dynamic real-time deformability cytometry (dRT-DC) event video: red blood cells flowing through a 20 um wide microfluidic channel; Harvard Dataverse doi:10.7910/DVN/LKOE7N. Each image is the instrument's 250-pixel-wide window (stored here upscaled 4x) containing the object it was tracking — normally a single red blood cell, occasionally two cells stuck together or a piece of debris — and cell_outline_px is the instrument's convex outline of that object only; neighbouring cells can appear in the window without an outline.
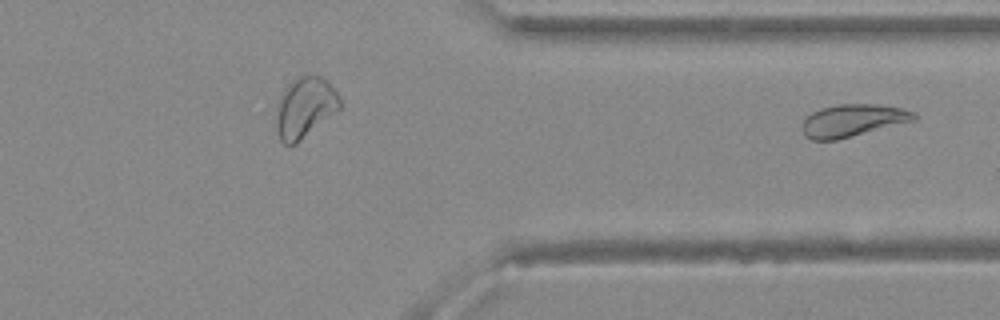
{"species": "Egyptian fruit bat (a non-hibernating species)", "species_latin": "Rousettus aegyptiacus", "temperature_condition": "warm", "stored_images_in_passage": 26, "segment_of_instrument_passage": [2, 2], "camera_frame_rate_fps": 3000, "um_per_image_px": 0.085, "animal": {"sex": "female"}, "frame": {"image": 1, "passage_image": 26, "time_ms": 8.333, "image_size_px": [1000, 320], "cell_outline_px": [[916, 120], [836, 140], [812, 140], [804, 136], [800, 128], [804, 120], [812, 112], [820, 108], [840, 104], [876, 104], [900, 108], [912, 112], [916, 116]], "centroid_in_image_um": [72.43, 10.25], "position_along_channel_um": 339.0, "area_um2": 20.98}}